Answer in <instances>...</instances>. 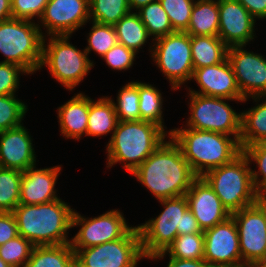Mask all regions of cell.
Wrapping results in <instances>:
<instances>
[{
	"mask_svg": "<svg viewBox=\"0 0 266 267\" xmlns=\"http://www.w3.org/2000/svg\"><path fill=\"white\" fill-rule=\"evenodd\" d=\"M27 109L15 95H0V132L22 125Z\"/></svg>",
	"mask_w": 266,
	"mask_h": 267,
	"instance_id": "cell-37",
	"label": "cell"
},
{
	"mask_svg": "<svg viewBox=\"0 0 266 267\" xmlns=\"http://www.w3.org/2000/svg\"><path fill=\"white\" fill-rule=\"evenodd\" d=\"M218 36L228 46H246L255 38L256 19L237 0H218Z\"/></svg>",
	"mask_w": 266,
	"mask_h": 267,
	"instance_id": "cell-17",
	"label": "cell"
},
{
	"mask_svg": "<svg viewBox=\"0 0 266 267\" xmlns=\"http://www.w3.org/2000/svg\"><path fill=\"white\" fill-rule=\"evenodd\" d=\"M204 260L211 267H242L237 225L232 216L203 232Z\"/></svg>",
	"mask_w": 266,
	"mask_h": 267,
	"instance_id": "cell-14",
	"label": "cell"
},
{
	"mask_svg": "<svg viewBox=\"0 0 266 267\" xmlns=\"http://www.w3.org/2000/svg\"><path fill=\"white\" fill-rule=\"evenodd\" d=\"M169 257L178 259H204V235L203 233H191L177 235L165 252L153 255L149 259H163Z\"/></svg>",
	"mask_w": 266,
	"mask_h": 267,
	"instance_id": "cell-29",
	"label": "cell"
},
{
	"mask_svg": "<svg viewBox=\"0 0 266 267\" xmlns=\"http://www.w3.org/2000/svg\"><path fill=\"white\" fill-rule=\"evenodd\" d=\"M18 235L17 222L13 212H0V246Z\"/></svg>",
	"mask_w": 266,
	"mask_h": 267,
	"instance_id": "cell-43",
	"label": "cell"
},
{
	"mask_svg": "<svg viewBox=\"0 0 266 267\" xmlns=\"http://www.w3.org/2000/svg\"><path fill=\"white\" fill-rule=\"evenodd\" d=\"M32 141L23 124L0 132V167L24 172L36 165Z\"/></svg>",
	"mask_w": 266,
	"mask_h": 267,
	"instance_id": "cell-20",
	"label": "cell"
},
{
	"mask_svg": "<svg viewBox=\"0 0 266 267\" xmlns=\"http://www.w3.org/2000/svg\"><path fill=\"white\" fill-rule=\"evenodd\" d=\"M168 134L180 147L184 158L198 177L213 168L230 163L242 152L239 142L233 136L222 133L185 127L171 129Z\"/></svg>",
	"mask_w": 266,
	"mask_h": 267,
	"instance_id": "cell-3",
	"label": "cell"
},
{
	"mask_svg": "<svg viewBox=\"0 0 266 267\" xmlns=\"http://www.w3.org/2000/svg\"><path fill=\"white\" fill-rule=\"evenodd\" d=\"M188 208L204 232L224 222L231 213L203 177H197L185 194Z\"/></svg>",
	"mask_w": 266,
	"mask_h": 267,
	"instance_id": "cell-18",
	"label": "cell"
},
{
	"mask_svg": "<svg viewBox=\"0 0 266 267\" xmlns=\"http://www.w3.org/2000/svg\"><path fill=\"white\" fill-rule=\"evenodd\" d=\"M192 79L197 82L200 91L188 88L189 93L244 102L245 98L241 95L232 66L227 58L222 63L194 69Z\"/></svg>",
	"mask_w": 266,
	"mask_h": 267,
	"instance_id": "cell-19",
	"label": "cell"
},
{
	"mask_svg": "<svg viewBox=\"0 0 266 267\" xmlns=\"http://www.w3.org/2000/svg\"><path fill=\"white\" fill-rule=\"evenodd\" d=\"M263 98V99H261ZM266 96H254L256 104L248 111L241 112V133L239 137L240 147H246L253 143L266 142ZM265 99V101H264Z\"/></svg>",
	"mask_w": 266,
	"mask_h": 267,
	"instance_id": "cell-23",
	"label": "cell"
},
{
	"mask_svg": "<svg viewBox=\"0 0 266 267\" xmlns=\"http://www.w3.org/2000/svg\"><path fill=\"white\" fill-rule=\"evenodd\" d=\"M241 149L249 163L254 162L259 167L258 171L251 169L252 182L257 195L266 197V142L253 143Z\"/></svg>",
	"mask_w": 266,
	"mask_h": 267,
	"instance_id": "cell-35",
	"label": "cell"
},
{
	"mask_svg": "<svg viewBox=\"0 0 266 267\" xmlns=\"http://www.w3.org/2000/svg\"><path fill=\"white\" fill-rule=\"evenodd\" d=\"M48 1L49 0H12L13 18L29 21H32L34 17L40 19Z\"/></svg>",
	"mask_w": 266,
	"mask_h": 267,
	"instance_id": "cell-42",
	"label": "cell"
},
{
	"mask_svg": "<svg viewBox=\"0 0 266 267\" xmlns=\"http://www.w3.org/2000/svg\"><path fill=\"white\" fill-rule=\"evenodd\" d=\"M228 46L219 36H191L193 69L213 66L227 58Z\"/></svg>",
	"mask_w": 266,
	"mask_h": 267,
	"instance_id": "cell-25",
	"label": "cell"
},
{
	"mask_svg": "<svg viewBox=\"0 0 266 267\" xmlns=\"http://www.w3.org/2000/svg\"><path fill=\"white\" fill-rule=\"evenodd\" d=\"M124 215L119 210H110L94 217L85 218L74 210L72 227L80 226L77 234L71 238V245L76 253L79 249L97 246L123 238L133 227H129Z\"/></svg>",
	"mask_w": 266,
	"mask_h": 267,
	"instance_id": "cell-13",
	"label": "cell"
},
{
	"mask_svg": "<svg viewBox=\"0 0 266 267\" xmlns=\"http://www.w3.org/2000/svg\"><path fill=\"white\" fill-rule=\"evenodd\" d=\"M89 97V115L86 136L99 137L116 129L118 118L115 112L113 99L101 97L97 101Z\"/></svg>",
	"mask_w": 266,
	"mask_h": 267,
	"instance_id": "cell-24",
	"label": "cell"
},
{
	"mask_svg": "<svg viewBox=\"0 0 266 267\" xmlns=\"http://www.w3.org/2000/svg\"><path fill=\"white\" fill-rule=\"evenodd\" d=\"M60 171L59 165L42 169H36V165L27 168L22 175L19 203L38 205L60 199L55 189Z\"/></svg>",
	"mask_w": 266,
	"mask_h": 267,
	"instance_id": "cell-21",
	"label": "cell"
},
{
	"mask_svg": "<svg viewBox=\"0 0 266 267\" xmlns=\"http://www.w3.org/2000/svg\"><path fill=\"white\" fill-rule=\"evenodd\" d=\"M74 210L61 199L42 204H19L13 211L18 234L34 246L69 244Z\"/></svg>",
	"mask_w": 266,
	"mask_h": 267,
	"instance_id": "cell-2",
	"label": "cell"
},
{
	"mask_svg": "<svg viewBox=\"0 0 266 267\" xmlns=\"http://www.w3.org/2000/svg\"><path fill=\"white\" fill-rule=\"evenodd\" d=\"M137 13L147 28L149 36H153V41L175 32L166 11L159 1L145 5Z\"/></svg>",
	"mask_w": 266,
	"mask_h": 267,
	"instance_id": "cell-32",
	"label": "cell"
},
{
	"mask_svg": "<svg viewBox=\"0 0 266 267\" xmlns=\"http://www.w3.org/2000/svg\"><path fill=\"white\" fill-rule=\"evenodd\" d=\"M23 172L0 167V212H13L20 204Z\"/></svg>",
	"mask_w": 266,
	"mask_h": 267,
	"instance_id": "cell-31",
	"label": "cell"
},
{
	"mask_svg": "<svg viewBox=\"0 0 266 267\" xmlns=\"http://www.w3.org/2000/svg\"><path fill=\"white\" fill-rule=\"evenodd\" d=\"M117 41L136 53L150 37L137 12H129L114 25Z\"/></svg>",
	"mask_w": 266,
	"mask_h": 267,
	"instance_id": "cell-28",
	"label": "cell"
},
{
	"mask_svg": "<svg viewBox=\"0 0 266 267\" xmlns=\"http://www.w3.org/2000/svg\"><path fill=\"white\" fill-rule=\"evenodd\" d=\"M145 258L140 233L134 226L123 238L75 253L76 267H136Z\"/></svg>",
	"mask_w": 266,
	"mask_h": 267,
	"instance_id": "cell-11",
	"label": "cell"
},
{
	"mask_svg": "<svg viewBox=\"0 0 266 267\" xmlns=\"http://www.w3.org/2000/svg\"><path fill=\"white\" fill-rule=\"evenodd\" d=\"M27 74L20 66L0 62V95H15L19 86V75Z\"/></svg>",
	"mask_w": 266,
	"mask_h": 267,
	"instance_id": "cell-41",
	"label": "cell"
},
{
	"mask_svg": "<svg viewBox=\"0 0 266 267\" xmlns=\"http://www.w3.org/2000/svg\"><path fill=\"white\" fill-rule=\"evenodd\" d=\"M190 97V117L186 121L188 128L212 131L233 136L238 142L241 133V112H235L226 103V98L188 93Z\"/></svg>",
	"mask_w": 266,
	"mask_h": 267,
	"instance_id": "cell-10",
	"label": "cell"
},
{
	"mask_svg": "<svg viewBox=\"0 0 266 267\" xmlns=\"http://www.w3.org/2000/svg\"><path fill=\"white\" fill-rule=\"evenodd\" d=\"M167 267H211V266H209L204 259L194 260V259H178L169 257V262Z\"/></svg>",
	"mask_w": 266,
	"mask_h": 267,
	"instance_id": "cell-46",
	"label": "cell"
},
{
	"mask_svg": "<svg viewBox=\"0 0 266 267\" xmlns=\"http://www.w3.org/2000/svg\"><path fill=\"white\" fill-rule=\"evenodd\" d=\"M174 31L186 32L191 19L194 0H159Z\"/></svg>",
	"mask_w": 266,
	"mask_h": 267,
	"instance_id": "cell-39",
	"label": "cell"
},
{
	"mask_svg": "<svg viewBox=\"0 0 266 267\" xmlns=\"http://www.w3.org/2000/svg\"><path fill=\"white\" fill-rule=\"evenodd\" d=\"M168 132L149 121H118L106 153L110 168L122 163L127 172L132 173L164 141Z\"/></svg>",
	"mask_w": 266,
	"mask_h": 267,
	"instance_id": "cell-4",
	"label": "cell"
},
{
	"mask_svg": "<svg viewBox=\"0 0 266 267\" xmlns=\"http://www.w3.org/2000/svg\"><path fill=\"white\" fill-rule=\"evenodd\" d=\"M246 46L228 47L229 60L238 88L245 98L266 96V59L243 48Z\"/></svg>",
	"mask_w": 266,
	"mask_h": 267,
	"instance_id": "cell-15",
	"label": "cell"
},
{
	"mask_svg": "<svg viewBox=\"0 0 266 267\" xmlns=\"http://www.w3.org/2000/svg\"><path fill=\"white\" fill-rule=\"evenodd\" d=\"M152 48V50H151ZM151 57L169 80L172 90L191 81L194 72L191 55V36L175 31L155 40L150 46Z\"/></svg>",
	"mask_w": 266,
	"mask_h": 267,
	"instance_id": "cell-9",
	"label": "cell"
},
{
	"mask_svg": "<svg viewBox=\"0 0 266 267\" xmlns=\"http://www.w3.org/2000/svg\"><path fill=\"white\" fill-rule=\"evenodd\" d=\"M90 20L100 24L115 25L131 12L128 0H89Z\"/></svg>",
	"mask_w": 266,
	"mask_h": 267,
	"instance_id": "cell-33",
	"label": "cell"
},
{
	"mask_svg": "<svg viewBox=\"0 0 266 267\" xmlns=\"http://www.w3.org/2000/svg\"><path fill=\"white\" fill-rule=\"evenodd\" d=\"M13 18L12 0H0V22Z\"/></svg>",
	"mask_w": 266,
	"mask_h": 267,
	"instance_id": "cell-47",
	"label": "cell"
},
{
	"mask_svg": "<svg viewBox=\"0 0 266 267\" xmlns=\"http://www.w3.org/2000/svg\"><path fill=\"white\" fill-rule=\"evenodd\" d=\"M70 38L69 35L50 36L46 45L44 37L40 69L47 66L52 77L72 91L88 75L94 62L85 49L81 51L70 44Z\"/></svg>",
	"mask_w": 266,
	"mask_h": 267,
	"instance_id": "cell-7",
	"label": "cell"
},
{
	"mask_svg": "<svg viewBox=\"0 0 266 267\" xmlns=\"http://www.w3.org/2000/svg\"><path fill=\"white\" fill-rule=\"evenodd\" d=\"M163 211L137 226L145 258L165 252L177 235L182 234L183 214L188 209L186 196L161 199Z\"/></svg>",
	"mask_w": 266,
	"mask_h": 267,
	"instance_id": "cell-8",
	"label": "cell"
},
{
	"mask_svg": "<svg viewBox=\"0 0 266 267\" xmlns=\"http://www.w3.org/2000/svg\"><path fill=\"white\" fill-rule=\"evenodd\" d=\"M23 267H76L71 243L34 246Z\"/></svg>",
	"mask_w": 266,
	"mask_h": 267,
	"instance_id": "cell-27",
	"label": "cell"
},
{
	"mask_svg": "<svg viewBox=\"0 0 266 267\" xmlns=\"http://www.w3.org/2000/svg\"><path fill=\"white\" fill-rule=\"evenodd\" d=\"M168 138L131 173L157 200L184 196L198 177L180 147Z\"/></svg>",
	"mask_w": 266,
	"mask_h": 267,
	"instance_id": "cell-1",
	"label": "cell"
},
{
	"mask_svg": "<svg viewBox=\"0 0 266 267\" xmlns=\"http://www.w3.org/2000/svg\"><path fill=\"white\" fill-rule=\"evenodd\" d=\"M203 233L197 219L188 208L183 214L182 234Z\"/></svg>",
	"mask_w": 266,
	"mask_h": 267,
	"instance_id": "cell-45",
	"label": "cell"
},
{
	"mask_svg": "<svg viewBox=\"0 0 266 267\" xmlns=\"http://www.w3.org/2000/svg\"><path fill=\"white\" fill-rule=\"evenodd\" d=\"M117 102L113 101L118 121L141 120L139 110V81H131L118 91Z\"/></svg>",
	"mask_w": 266,
	"mask_h": 267,
	"instance_id": "cell-34",
	"label": "cell"
},
{
	"mask_svg": "<svg viewBox=\"0 0 266 267\" xmlns=\"http://www.w3.org/2000/svg\"><path fill=\"white\" fill-rule=\"evenodd\" d=\"M89 21V0H49L38 26L46 28L47 37L70 36Z\"/></svg>",
	"mask_w": 266,
	"mask_h": 267,
	"instance_id": "cell-16",
	"label": "cell"
},
{
	"mask_svg": "<svg viewBox=\"0 0 266 267\" xmlns=\"http://www.w3.org/2000/svg\"><path fill=\"white\" fill-rule=\"evenodd\" d=\"M202 177L231 214L255 204L259 197L252 182L250 163L242 152L230 163L213 168Z\"/></svg>",
	"mask_w": 266,
	"mask_h": 267,
	"instance_id": "cell-6",
	"label": "cell"
},
{
	"mask_svg": "<svg viewBox=\"0 0 266 267\" xmlns=\"http://www.w3.org/2000/svg\"><path fill=\"white\" fill-rule=\"evenodd\" d=\"M34 245L23 236H16L0 246V257L11 267H23Z\"/></svg>",
	"mask_w": 266,
	"mask_h": 267,
	"instance_id": "cell-38",
	"label": "cell"
},
{
	"mask_svg": "<svg viewBox=\"0 0 266 267\" xmlns=\"http://www.w3.org/2000/svg\"><path fill=\"white\" fill-rule=\"evenodd\" d=\"M263 213L265 216V222H266V197H263ZM266 227V225H265Z\"/></svg>",
	"mask_w": 266,
	"mask_h": 267,
	"instance_id": "cell-49",
	"label": "cell"
},
{
	"mask_svg": "<svg viewBox=\"0 0 266 267\" xmlns=\"http://www.w3.org/2000/svg\"><path fill=\"white\" fill-rule=\"evenodd\" d=\"M0 267H11L0 257Z\"/></svg>",
	"mask_w": 266,
	"mask_h": 267,
	"instance_id": "cell-50",
	"label": "cell"
},
{
	"mask_svg": "<svg viewBox=\"0 0 266 267\" xmlns=\"http://www.w3.org/2000/svg\"><path fill=\"white\" fill-rule=\"evenodd\" d=\"M163 97L160 90L149 83L139 82V110L141 120L165 128L163 119Z\"/></svg>",
	"mask_w": 266,
	"mask_h": 267,
	"instance_id": "cell-30",
	"label": "cell"
},
{
	"mask_svg": "<svg viewBox=\"0 0 266 267\" xmlns=\"http://www.w3.org/2000/svg\"><path fill=\"white\" fill-rule=\"evenodd\" d=\"M58 119L61 134L67 139L74 138L80 140L83 134L86 136L89 97L83 93H77L68 102L61 105L58 109Z\"/></svg>",
	"mask_w": 266,
	"mask_h": 267,
	"instance_id": "cell-22",
	"label": "cell"
},
{
	"mask_svg": "<svg viewBox=\"0 0 266 267\" xmlns=\"http://www.w3.org/2000/svg\"><path fill=\"white\" fill-rule=\"evenodd\" d=\"M156 1H159V0H128L130 10L131 11L135 10L136 12L142 7H144L145 5L152 3V2H156Z\"/></svg>",
	"mask_w": 266,
	"mask_h": 267,
	"instance_id": "cell-48",
	"label": "cell"
},
{
	"mask_svg": "<svg viewBox=\"0 0 266 267\" xmlns=\"http://www.w3.org/2000/svg\"><path fill=\"white\" fill-rule=\"evenodd\" d=\"M137 53L129 48H126L121 43H116L102 59L105 60L107 65L114 70H128L133 66V62L136 58Z\"/></svg>",
	"mask_w": 266,
	"mask_h": 267,
	"instance_id": "cell-40",
	"label": "cell"
},
{
	"mask_svg": "<svg viewBox=\"0 0 266 267\" xmlns=\"http://www.w3.org/2000/svg\"><path fill=\"white\" fill-rule=\"evenodd\" d=\"M191 19L187 29L190 36H218L219 7L218 0H195Z\"/></svg>",
	"mask_w": 266,
	"mask_h": 267,
	"instance_id": "cell-26",
	"label": "cell"
},
{
	"mask_svg": "<svg viewBox=\"0 0 266 267\" xmlns=\"http://www.w3.org/2000/svg\"><path fill=\"white\" fill-rule=\"evenodd\" d=\"M238 233L243 266H257L266 259V222L263 197L255 204L233 212Z\"/></svg>",
	"mask_w": 266,
	"mask_h": 267,
	"instance_id": "cell-12",
	"label": "cell"
},
{
	"mask_svg": "<svg viewBox=\"0 0 266 267\" xmlns=\"http://www.w3.org/2000/svg\"><path fill=\"white\" fill-rule=\"evenodd\" d=\"M35 21L8 19L0 22V52L5 63H13L28 74L40 69L46 35Z\"/></svg>",
	"mask_w": 266,
	"mask_h": 267,
	"instance_id": "cell-5",
	"label": "cell"
},
{
	"mask_svg": "<svg viewBox=\"0 0 266 267\" xmlns=\"http://www.w3.org/2000/svg\"><path fill=\"white\" fill-rule=\"evenodd\" d=\"M254 18H266V0H237Z\"/></svg>",
	"mask_w": 266,
	"mask_h": 267,
	"instance_id": "cell-44",
	"label": "cell"
},
{
	"mask_svg": "<svg viewBox=\"0 0 266 267\" xmlns=\"http://www.w3.org/2000/svg\"><path fill=\"white\" fill-rule=\"evenodd\" d=\"M87 38L88 46L85 48L87 55L93 50L100 57H103L118 42L113 25L100 24L94 21H92L91 31Z\"/></svg>",
	"mask_w": 266,
	"mask_h": 267,
	"instance_id": "cell-36",
	"label": "cell"
},
{
	"mask_svg": "<svg viewBox=\"0 0 266 267\" xmlns=\"http://www.w3.org/2000/svg\"><path fill=\"white\" fill-rule=\"evenodd\" d=\"M256 267H266V259L262 260Z\"/></svg>",
	"mask_w": 266,
	"mask_h": 267,
	"instance_id": "cell-51",
	"label": "cell"
}]
</instances>
